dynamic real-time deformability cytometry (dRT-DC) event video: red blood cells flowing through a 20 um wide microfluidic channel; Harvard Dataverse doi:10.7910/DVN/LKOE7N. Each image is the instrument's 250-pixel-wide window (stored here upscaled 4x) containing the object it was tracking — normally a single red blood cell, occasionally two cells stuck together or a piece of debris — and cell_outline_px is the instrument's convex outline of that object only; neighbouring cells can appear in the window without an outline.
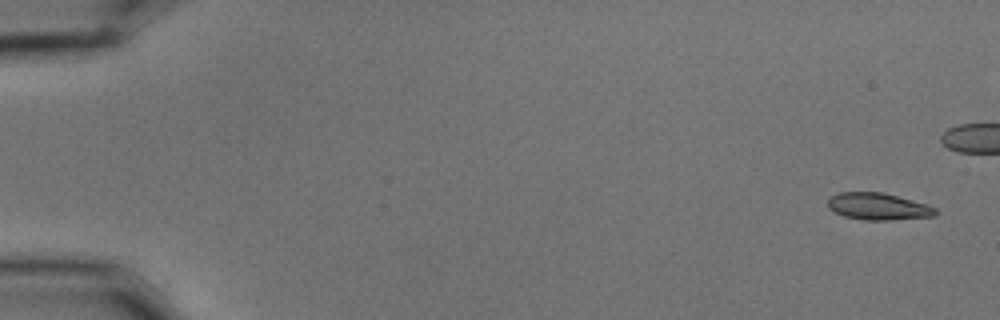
{"species": "common noctule bat (a hibernating species)", "species_latin": "Nyctalus noctula", "temperature_condition": "cold", "stored_images_in_passage": 8, "camera_frame_rate_fps": 3000, "um_per_image_px": 0.085, "animal": {"sex": "male", "body_mass_g": 15.6}, "frame": {"image": 1, "passage_image": 1, "time_ms": 0.0, "image_size_px": [1000, 320], "cell_outline_px": [[936, 216], [892, 220], [864, 220], [844, 216], [828, 208], [828, 200], [832, 196], [840, 192], [880, 192], [928, 204], [936, 208]], "centroid_in_image_um": [74.66, 17.56], "position_along_channel_um": 10.3, "area_um2": 16.82}}